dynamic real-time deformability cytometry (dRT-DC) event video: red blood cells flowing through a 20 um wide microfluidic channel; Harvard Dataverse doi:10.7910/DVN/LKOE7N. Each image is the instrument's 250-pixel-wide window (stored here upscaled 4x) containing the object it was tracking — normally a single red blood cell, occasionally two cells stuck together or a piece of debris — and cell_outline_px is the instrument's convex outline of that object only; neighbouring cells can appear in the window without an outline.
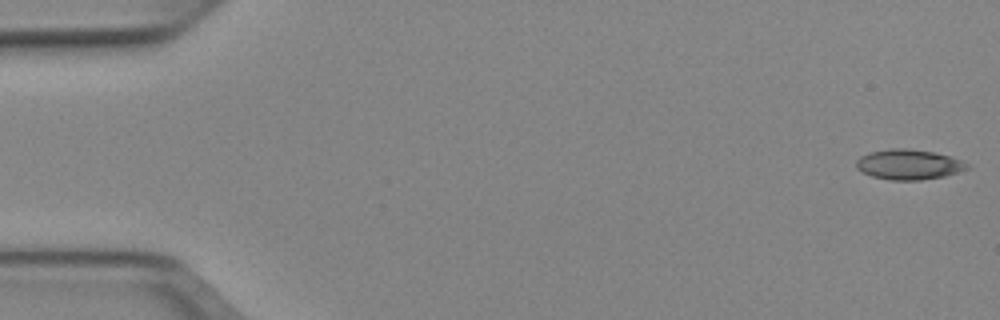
{"species": "Egyptian fruit bat (a non-hibernating species)", "species_latin": "Rousettus aegyptiacus", "temperature_condition": "cold", "stored_images_in_passage": 51, "camera_frame_rate_fps": 3000, "um_per_image_px": 0.085, "animal": {"sex": "female"}, "frame": {"image": 1, "passage_image": 1, "time_ms": 0.0, "image_size_px": [1000, 320], "cell_outline_px": [[972, 168], [960, 172], [944, 176], [920, 180], [888, 180], [872, 176], [856, 168], [856, 160], [860, 156], [868, 152], [892, 148], [904, 148], [932, 152], [948, 156], [960, 160], [968, 164]], "centroid_in_image_um": [77.24, 13.98], "position_along_channel_um": 7.8, "area_um2": 19.48}}
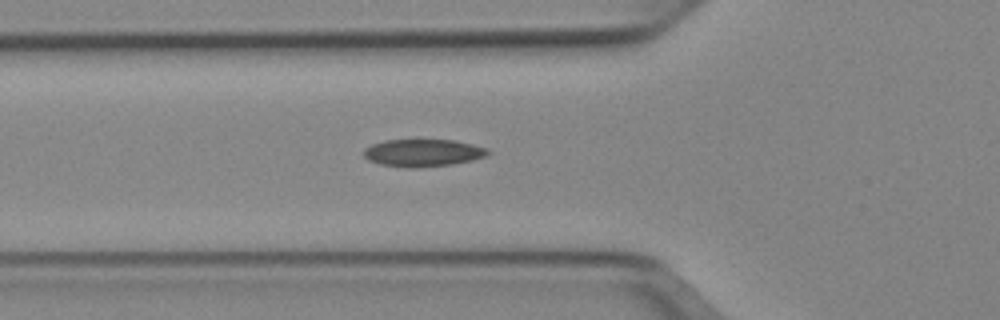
{"frame": {"image": 2, "passage_image": 18, "time_ms": 5.667, "image_size_px": [1000, 320], "cell_outline_px": [[492, 152], [484, 156], [472, 160], [452, 164], [420, 168], [408, 168], [380, 164], [368, 160], [364, 156], [364, 148], [372, 144], [384, 140], [452, 140], [472, 144], [488, 148]], "centroid_in_image_um": [35.94, 12.99], "position_along_channel_um": 89.9, "area_um2": 19.88}}
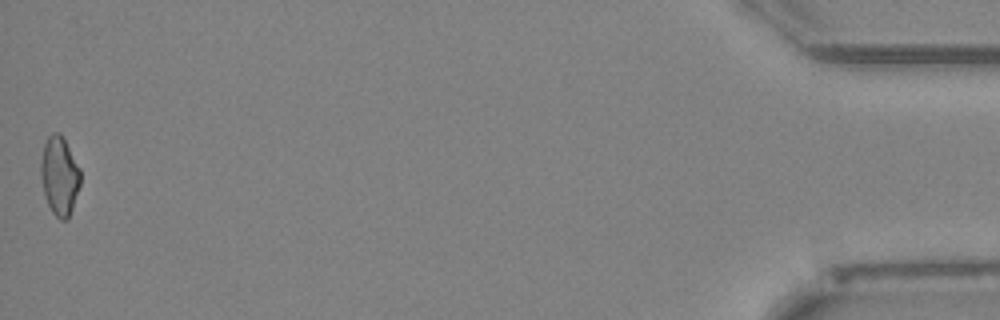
{"frame": {"image": 3, "passage_image": 51, "time_ms": 16.667, "image_size_px": [1000, 320], "cell_outline_px": [[80, 184], [68, 220], [60, 220], [52, 212], [48, 204], [44, 192], [40, 176], [40, 160], [44, 144], [48, 136], [52, 132], [60, 132], [80, 168]], "centroid_in_image_um": [5.04, 14.93], "position_along_channel_um": 430.2, "area_um2": 18.15}, "authors_computed_cell_mechanics": {"area_um2": 19.0162, "velocity_mm_per_s": 3.9545, "shape_relaxation_time_tau1_ms": null, "shape_relaxation_time_tau2_ms": 4.5193, "deformation_change_tau1": null, "deformation_change_tau2": 0.1012}}